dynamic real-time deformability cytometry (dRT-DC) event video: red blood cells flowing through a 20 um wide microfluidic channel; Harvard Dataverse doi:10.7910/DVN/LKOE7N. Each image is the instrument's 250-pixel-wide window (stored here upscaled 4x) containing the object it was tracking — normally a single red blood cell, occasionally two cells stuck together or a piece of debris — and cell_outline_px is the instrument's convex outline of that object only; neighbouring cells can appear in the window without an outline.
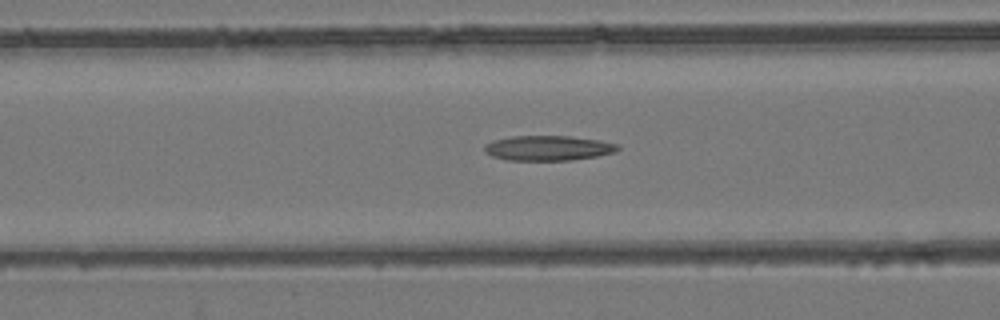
{"species": "common noctule bat (a hibernating species)", "species_latin": "Nyctalus noctula", "temperature_condition": "room temperature", "stored_images_in_passage": 54, "camera_frame_rate_fps": 3000, "um_per_image_px": 0.085, "animal": {"sex": "female", "body_mass_g": 24.6, "forearm_length_mm": 56.2}, "frame": {"image": 1, "passage_image": 22, "time_ms": 7.0, "image_size_px": [1000, 320], "cell_outline_px": [[620, 148], [616, 152], [596, 156], [572, 160], [508, 160], [492, 156], [484, 152], [484, 144], [492, 140], [512, 136], [568, 136], [600, 140], [620, 144]], "centroid_in_image_um": [46.59, 12.58], "position_along_channel_um": 120.0, "area_um2": 19.54}}
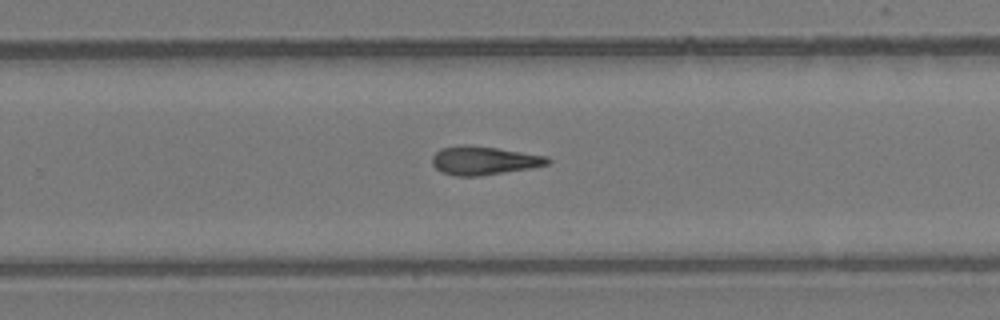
{"frame": {"image": 2, "passage_image": 35, "time_ms": 11.333, "image_size_px": [1000, 320], "cell_outline_px": [[552, 160], [548, 164], [532, 168], [480, 176], [456, 176], [440, 172], [432, 164], [432, 156], [440, 148], [460, 144], [468, 144], [496, 148], [548, 156]], "centroid_in_image_um": [41.11, 13.64], "position_along_channel_um": 288.7, "area_um2": 19.42}}
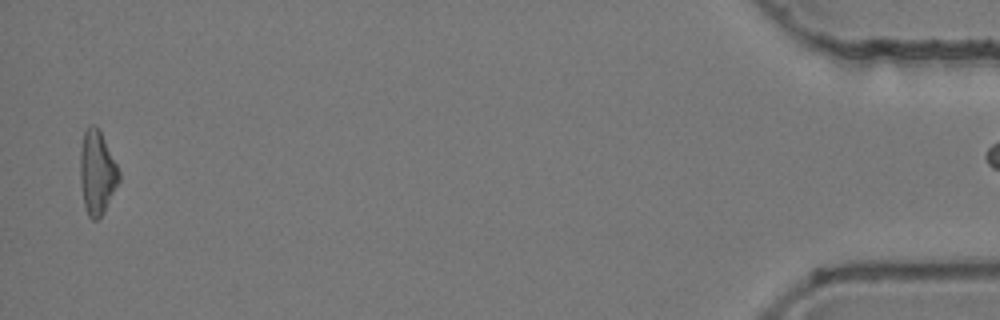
{"frame": {"image": 3, "passage_image": 53, "time_ms": 17.333, "image_size_px": [1000, 320], "cell_outline_px": [[120, 180], [104, 212], [96, 220], [92, 220], [88, 216], [84, 204], [80, 180], [80, 152], [84, 132], [92, 124], [96, 124], [100, 128], [120, 172]], "centroid_in_image_um": [8.26, 14.65], "position_along_channel_um": 426.9, "area_um2": 19.02}}